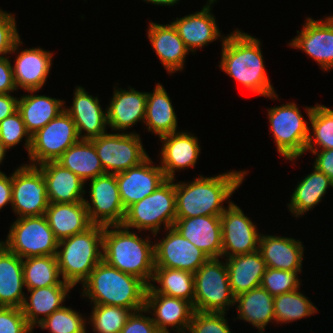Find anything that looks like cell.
I'll use <instances>...</instances> for the list:
<instances>
[{"label":"cell","instance_id":"6da1fadb","mask_svg":"<svg viewBox=\"0 0 333 333\" xmlns=\"http://www.w3.org/2000/svg\"><path fill=\"white\" fill-rule=\"evenodd\" d=\"M222 43L219 68L247 90L264 97L278 99L265 72L261 42L247 33L235 30Z\"/></svg>","mask_w":333,"mask_h":333},{"label":"cell","instance_id":"7a4b0ae2","mask_svg":"<svg viewBox=\"0 0 333 333\" xmlns=\"http://www.w3.org/2000/svg\"><path fill=\"white\" fill-rule=\"evenodd\" d=\"M248 171H230L217 176L175 183L176 218L221 216L223 202L240 187Z\"/></svg>","mask_w":333,"mask_h":333},{"label":"cell","instance_id":"3957f363","mask_svg":"<svg viewBox=\"0 0 333 333\" xmlns=\"http://www.w3.org/2000/svg\"><path fill=\"white\" fill-rule=\"evenodd\" d=\"M82 296L93 304L131 309L145 308L148 285L140 278L121 272L101 260L82 283Z\"/></svg>","mask_w":333,"mask_h":333},{"label":"cell","instance_id":"277c9868","mask_svg":"<svg viewBox=\"0 0 333 333\" xmlns=\"http://www.w3.org/2000/svg\"><path fill=\"white\" fill-rule=\"evenodd\" d=\"M151 243L149 237L140 238L122 225L104 226L102 260L149 285L155 269Z\"/></svg>","mask_w":333,"mask_h":333},{"label":"cell","instance_id":"5b68a950","mask_svg":"<svg viewBox=\"0 0 333 333\" xmlns=\"http://www.w3.org/2000/svg\"><path fill=\"white\" fill-rule=\"evenodd\" d=\"M103 233L104 226L93 224L86 231L58 242L56 257L64 282L75 287L88 278L102 260Z\"/></svg>","mask_w":333,"mask_h":333},{"label":"cell","instance_id":"8992f818","mask_svg":"<svg viewBox=\"0 0 333 333\" xmlns=\"http://www.w3.org/2000/svg\"><path fill=\"white\" fill-rule=\"evenodd\" d=\"M176 221V196L174 179H167L152 194L126 209L122 226L149 230L157 235L163 224L165 230Z\"/></svg>","mask_w":333,"mask_h":333},{"label":"cell","instance_id":"52a82bcc","mask_svg":"<svg viewBox=\"0 0 333 333\" xmlns=\"http://www.w3.org/2000/svg\"><path fill=\"white\" fill-rule=\"evenodd\" d=\"M219 260L209 258L194 273L195 311L227 313V308L235 305L226 263Z\"/></svg>","mask_w":333,"mask_h":333},{"label":"cell","instance_id":"ba28073f","mask_svg":"<svg viewBox=\"0 0 333 333\" xmlns=\"http://www.w3.org/2000/svg\"><path fill=\"white\" fill-rule=\"evenodd\" d=\"M20 258L55 256L58 240L45 215L17 218L10 226L6 241H0Z\"/></svg>","mask_w":333,"mask_h":333},{"label":"cell","instance_id":"9c48e42d","mask_svg":"<svg viewBox=\"0 0 333 333\" xmlns=\"http://www.w3.org/2000/svg\"><path fill=\"white\" fill-rule=\"evenodd\" d=\"M268 119L278 153L291 162L301 157L305 153L310 126L297 105L292 102L271 107Z\"/></svg>","mask_w":333,"mask_h":333},{"label":"cell","instance_id":"30bf717a","mask_svg":"<svg viewBox=\"0 0 333 333\" xmlns=\"http://www.w3.org/2000/svg\"><path fill=\"white\" fill-rule=\"evenodd\" d=\"M76 125L64 110L32 135L29 160L32 166L56 161L69 147L79 142Z\"/></svg>","mask_w":333,"mask_h":333},{"label":"cell","instance_id":"8fae6325","mask_svg":"<svg viewBox=\"0 0 333 333\" xmlns=\"http://www.w3.org/2000/svg\"><path fill=\"white\" fill-rule=\"evenodd\" d=\"M105 173L116 174L140 165L149 156L135 133H106L90 140Z\"/></svg>","mask_w":333,"mask_h":333},{"label":"cell","instance_id":"7c38bea8","mask_svg":"<svg viewBox=\"0 0 333 333\" xmlns=\"http://www.w3.org/2000/svg\"><path fill=\"white\" fill-rule=\"evenodd\" d=\"M46 182L37 166L23 164L12 174V209L18 218L41 216L48 208Z\"/></svg>","mask_w":333,"mask_h":333},{"label":"cell","instance_id":"4fadbf2b","mask_svg":"<svg viewBox=\"0 0 333 333\" xmlns=\"http://www.w3.org/2000/svg\"><path fill=\"white\" fill-rule=\"evenodd\" d=\"M90 181V201L84 203L92 224L122 225L126 210L120 198L116 174L105 173Z\"/></svg>","mask_w":333,"mask_h":333},{"label":"cell","instance_id":"5bb4252c","mask_svg":"<svg viewBox=\"0 0 333 333\" xmlns=\"http://www.w3.org/2000/svg\"><path fill=\"white\" fill-rule=\"evenodd\" d=\"M220 216L222 227V257H233L259 250L261 234L257 227L235 203Z\"/></svg>","mask_w":333,"mask_h":333},{"label":"cell","instance_id":"9a60e30c","mask_svg":"<svg viewBox=\"0 0 333 333\" xmlns=\"http://www.w3.org/2000/svg\"><path fill=\"white\" fill-rule=\"evenodd\" d=\"M169 231L165 238L154 244L155 267L179 269L195 273L209 257L184 238L174 227L167 228Z\"/></svg>","mask_w":333,"mask_h":333},{"label":"cell","instance_id":"2e32d148","mask_svg":"<svg viewBox=\"0 0 333 333\" xmlns=\"http://www.w3.org/2000/svg\"><path fill=\"white\" fill-rule=\"evenodd\" d=\"M298 36L290 41L289 46L303 50L312 57L321 69H333V16L320 20L306 18Z\"/></svg>","mask_w":333,"mask_h":333},{"label":"cell","instance_id":"e0dca14e","mask_svg":"<svg viewBox=\"0 0 333 333\" xmlns=\"http://www.w3.org/2000/svg\"><path fill=\"white\" fill-rule=\"evenodd\" d=\"M145 309L148 313H153L151 317L160 333H170L176 328L179 333L187 332L192 316L195 312L193 304L181 298L155 293L149 286L145 296ZM153 311V312H151Z\"/></svg>","mask_w":333,"mask_h":333},{"label":"cell","instance_id":"ac0fdd59","mask_svg":"<svg viewBox=\"0 0 333 333\" xmlns=\"http://www.w3.org/2000/svg\"><path fill=\"white\" fill-rule=\"evenodd\" d=\"M152 163L148 157L140 165L116 173L119 194L125 210L152 194L167 180L160 165L155 166Z\"/></svg>","mask_w":333,"mask_h":333},{"label":"cell","instance_id":"d6986e66","mask_svg":"<svg viewBox=\"0 0 333 333\" xmlns=\"http://www.w3.org/2000/svg\"><path fill=\"white\" fill-rule=\"evenodd\" d=\"M173 227L209 258H222L220 216L176 218Z\"/></svg>","mask_w":333,"mask_h":333},{"label":"cell","instance_id":"ffe728a7","mask_svg":"<svg viewBox=\"0 0 333 333\" xmlns=\"http://www.w3.org/2000/svg\"><path fill=\"white\" fill-rule=\"evenodd\" d=\"M162 142L160 168L167 179H174L175 170L194 167L200 154L198 138L190 132L178 131L159 138Z\"/></svg>","mask_w":333,"mask_h":333},{"label":"cell","instance_id":"44dd1931","mask_svg":"<svg viewBox=\"0 0 333 333\" xmlns=\"http://www.w3.org/2000/svg\"><path fill=\"white\" fill-rule=\"evenodd\" d=\"M71 106L65 111L73 119L81 140H91L107 133V112L102 110L98 97L88 95L83 87L77 86Z\"/></svg>","mask_w":333,"mask_h":333},{"label":"cell","instance_id":"7402d4cb","mask_svg":"<svg viewBox=\"0 0 333 333\" xmlns=\"http://www.w3.org/2000/svg\"><path fill=\"white\" fill-rule=\"evenodd\" d=\"M211 4L213 5L214 2L207 1L206 6H203L201 11H196L193 14L179 19L176 18V21H172L179 37L190 52L195 53V48H203L210 42H214L218 37H220L221 41L225 39V37H221L215 17L211 14Z\"/></svg>","mask_w":333,"mask_h":333},{"label":"cell","instance_id":"603a6c76","mask_svg":"<svg viewBox=\"0 0 333 333\" xmlns=\"http://www.w3.org/2000/svg\"><path fill=\"white\" fill-rule=\"evenodd\" d=\"M46 182L49 203H76L84 201L85 183L72 171L56 161H49L37 166Z\"/></svg>","mask_w":333,"mask_h":333},{"label":"cell","instance_id":"cb8c5ba5","mask_svg":"<svg viewBox=\"0 0 333 333\" xmlns=\"http://www.w3.org/2000/svg\"><path fill=\"white\" fill-rule=\"evenodd\" d=\"M53 54L47 50L29 48L20 51L12 65L17 89L40 90L44 86L52 66Z\"/></svg>","mask_w":333,"mask_h":333},{"label":"cell","instance_id":"d4e9b609","mask_svg":"<svg viewBox=\"0 0 333 333\" xmlns=\"http://www.w3.org/2000/svg\"><path fill=\"white\" fill-rule=\"evenodd\" d=\"M116 89L109 106L106 108L107 124L113 131H123L138 121L144 123L147 92H139L135 88Z\"/></svg>","mask_w":333,"mask_h":333},{"label":"cell","instance_id":"484cf974","mask_svg":"<svg viewBox=\"0 0 333 333\" xmlns=\"http://www.w3.org/2000/svg\"><path fill=\"white\" fill-rule=\"evenodd\" d=\"M147 34L165 70L170 74L181 71L189 50L172 22L166 25L150 22Z\"/></svg>","mask_w":333,"mask_h":333},{"label":"cell","instance_id":"4316f807","mask_svg":"<svg viewBox=\"0 0 333 333\" xmlns=\"http://www.w3.org/2000/svg\"><path fill=\"white\" fill-rule=\"evenodd\" d=\"M259 251L266 267L302 272L304 247L300 240L262 234L259 241Z\"/></svg>","mask_w":333,"mask_h":333},{"label":"cell","instance_id":"83f0119b","mask_svg":"<svg viewBox=\"0 0 333 333\" xmlns=\"http://www.w3.org/2000/svg\"><path fill=\"white\" fill-rule=\"evenodd\" d=\"M44 215L58 241L82 233L93 225L84 201L49 203Z\"/></svg>","mask_w":333,"mask_h":333},{"label":"cell","instance_id":"f1b7e54d","mask_svg":"<svg viewBox=\"0 0 333 333\" xmlns=\"http://www.w3.org/2000/svg\"><path fill=\"white\" fill-rule=\"evenodd\" d=\"M23 287L22 258L0 242V307L21 308L26 298Z\"/></svg>","mask_w":333,"mask_h":333},{"label":"cell","instance_id":"f546056e","mask_svg":"<svg viewBox=\"0 0 333 333\" xmlns=\"http://www.w3.org/2000/svg\"><path fill=\"white\" fill-rule=\"evenodd\" d=\"M228 278L233 295L259 287L266 264L259 250L226 258Z\"/></svg>","mask_w":333,"mask_h":333},{"label":"cell","instance_id":"4dcf8cb0","mask_svg":"<svg viewBox=\"0 0 333 333\" xmlns=\"http://www.w3.org/2000/svg\"><path fill=\"white\" fill-rule=\"evenodd\" d=\"M72 288H74L72 285H54L28 289V293H30V296H27L29 302L25 298L21 310L29 326L32 329L35 328L43 319L63 307L62 304Z\"/></svg>","mask_w":333,"mask_h":333},{"label":"cell","instance_id":"1f68e13d","mask_svg":"<svg viewBox=\"0 0 333 333\" xmlns=\"http://www.w3.org/2000/svg\"><path fill=\"white\" fill-rule=\"evenodd\" d=\"M27 92H30V95L23 94L18 99V111L32 136L65 110V101L45 95H35L37 90Z\"/></svg>","mask_w":333,"mask_h":333},{"label":"cell","instance_id":"d6a6232c","mask_svg":"<svg viewBox=\"0 0 333 333\" xmlns=\"http://www.w3.org/2000/svg\"><path fill=\"white\" fill-rule=\"evenodd\" d=\"M144 124L159 138L177 132V116L169 95L160 83L153 92L147 93Z\"/></svg>","mask_w":333,"mask_h":333},{"label":"cell","instance_id":"836d02e7","mask_svg":"<svg viewBox=\"0 0 333 333\" xmlns=\"http://www.w3.org/2000/svg\"><path fill=\"white\" fill-rule=\"evenodd\" d=\"M235 304L238 309L237 319L251 323L260 333L264 332L269 322L275 321L274 297L261 286L236 296Z\"/></svg>","mask_w":333,"mask_h":333},{"label":"cell","instance_id":"e575fe53","mask_svg":"<svg viewBox=\"0 0 333 333\" xmlns=\"http://www.w3.org/2000/svg\"><path fill=\"white\" fill-rule=\"evenodd\" d=\"M56 162L72 171L84 182L105 174L94 144L90 140H80L75 143Z\"/></svg>","mask_w":333,"mask_h":333},{"label":"cell","instance_id":"d590c367","mask_svg":"<svg viewBox=\"0 0 333 333\" xmlns=\"http://www.w3.org/2000/svg\"><path fill=\"white\" fill-rule=\"evenodd\" d=\"M329 187L333 188V181L314 167L313 172L305 176L293 191L288 204L290 212L297 218L310 211L322 201Z\"/></svg>","mask_w":333,"mask_h":333},{"label":"cell","instance_id":"8d00e7d4","mask_svg":"<svg viewBox=\"0 0 333 333\" xmlns=\"http://www.w3.org/2000/svg\"><path fill=\"white\" fill-rule=\"evenodd\" d=\"M152 282H157L160 285V287H156L152 283L148 285L155 293L194 303V273L179 269L155 267Z\"/></svg>","mask_w":333,"mask_h":333},{"label":"cell","instance_id":"74e56055","mask_svg":"<svg viewBox=\"0 0 333 333\" xmlns=\"http://www.w3.org/2000/svg\"><path fill=\"white\" fill-rule=\"evenodd\" d=\"M24 285L28 289L70 285L60 279L57 257L37 256L22 259Z\"/></svg>","mask_w":333,"mask_h":333},{"label":"cell","instance_id":"f35d334b","mask_svg":"<svg viewBox=\"0 0 333 333\" xmlns=\"http://www.w3.org/2000/svg\"><path fill=\"white\" fill-rule=\"evenodd\" d=\"M305 109L313 132H309L305 150H315V145L320 150L333 149V110L320 104Z\"/></svg>","mask_w":333,"mask_h":333},{"label":"cell","instance_id":"ab89813d","mask_svg":"<svg viewBox=\"0 0 333 333\" xmlns=\"http://www.w3.org/2000/svg\"><path fill=\"white\" fill-rule=\"evenodd\" d=\"M297 289L274 297L276 323H289L317 312V307Z\"/></svg>","mask_w":333,"mask_h":333},{"label":"cell","instance_id":"60d3db41","mask_svg":"<svg viewBox=\"0 0 333 333\" xmlns=\"http://www.w3.org/2000/svg\"><path fill=\"white\" fill-rule=\"evenodd\" d=\"M90 313V323L96 333H120L129 316L133 312L131 309L94 304Z\"/></svg>","mask_w":333,"mask_h":333},{"label":"cell","instance_id":"b9f144b4","mask_svg":"<svg viewBox=\"0 0 333 333\" xmlns=\"http://www.w3.org/2000/svg\"><path fill=\"white\" fill-rule=\"evenodd\" d=\"M38 327L50 333H86V319L71 307L63 306L43 319Z\"/></svg>","mask_w":333,"mask_h":333},{"label":"cell","instance_id":"7bdbcfd3","mask_svg":"<svg viewBox=\"0 0 333 333\" xmlns=\"http://www.w3.org/2000/svg\"><path fill=\"white\" fill-rule=\"evenodd\" d=\"M302 272H291L280 269L266 268L260 286L273 297L292 292L300 287L298 274Z\"/></svg>","mask_w":333,"mask_h":333},{"label":"cell","instance_id":"ee69618b","mask_svg":"<svg viewBox=\"0 0 333 333\" xmlns=\"http://www.w3.org/2000/svg\"><path fill=\"white\" fill-rule=\"evenodd\" d=\"M24 136L26 137L24 146L29 154L32 136L27 131L18 110L0 122V141L7 149L18 145Z\"/></svg>","mask_w":333,"mask_h":333},{"label":"cell","instance_id":"f6af8a7d","mask_svg":"<svg viewBox=\"0 0 333 333\" xmlns=\"http://www.w3.org/2000/svg\"><path fill=\"white\" fill-rule=\"evenodd\" d=\"M226 313L195 311L187 333H231Z\"/></svg>","mask_w":333,"mask_h":333},{"label":"cell","instance_id":"bcb514c9","mask_svg":"<svg viewBox=\"0 0 333 333\" xmlns=\"http://www.w3.org/2000/svg\"><path fill=\"white\" fill-rule=\"evenodd\" d=\"M17 31L15 16L0 9V58L18 52L22 41Z\"/></svg>","mask_w":333,"mask_h":333},{"label":"cell","instance_id":"7dc6e473","mask_svg":"<svg viewBox=\"0 0 333 333\" xmlns=\"http://www.w3.org/2000/svg\"><path fill=\"white\" fill-rule=\"evenodd\" d=\"M21 308L0 307V333H32Z\"/></svg>","mask_w":333,"mask_h":333},{"label":"cell","instance_id":"c3c4849f","mask_svg":"<svg viewBox=\"0 0 333 333\" xmlns=\"http://www.w3.org/2000/svg\"><path fill=\"white\" fill-rule=\"evenodd\" d=\"M142 312L147 313L145 308L132 312L120 333H160L151 316Z\"/></svg>","mask_w":333,"mask_h":333},{"label":"cell","instance_id":"681fc988","mask_svg":"<svg viewBox=\"0 0 333 333\" xmlns=\"http://www.w3.org/2000/svg\"><path fill=\"white\" fill-rule=\"evenodd\" d=\"M15 90H18L14 78L12 64L9 58H0V94H9Z\"/></svg>","mask_w":333,"mask_h":333},{"label":"cell","instance_id":"f907efd6","mask_svg":"<svg viewBox=\"0 0 333 333\" xmlns=\"http://www.w3.org/2000/svg\"><path fill=\"white\" fill-rule=\"evenodd\" d=\"M311 151L316 158L314 161V166L317 170L323 172L327 177L333 181V149L318 150H305V152Z\"/></svg>","mask_w":333,"mask_h":333},{"label":"cell","instance_id":"816d5d0a","mask_svg":"<svg viewBox=\"0 0 333 333\" xmlns=\"http://www.w3.org/2000/svg\"><path fill=\"white\" fill-rule=\"evenodd\" d=\"M17 97L9 94H0V122L18 110Z\"/></svg>","mask_w":333,"mask_h":333},{"label":"cell","instance_id":"f5cc1de1","mask_svg":"<svg viewBox=\"0 0 333 333\" xmlns=\"http://www.w3.org/2000/svg\"><path fill=\"white\" fill-rule=\"evenodd\" d=\"M12 203V174L8 177L0 171V210Z\"/></svg>","mask_w":333,"mask_h":333},{"label":"cell","instance_id":"db71d44e","mask_svg":"<svg viewBox=\"0 0 333 333\" xmlns=\"http://www.w3.org/2000/svg\"><path fill=\"white\" fill-rule=\"evenodd\" d=\"M144 1L156 4V5H160V6H162V5L171 6V5L178 3L180 0H144Z\"/></svg>","mask_w":333,"mask_h":333},{"label":"cell","instance_id":"11a10c76","mask_svg":"<svg viewBox=\"0 0 333 333\" xmlns=\"http://www.w3.org/2000/svg\"><path fill=\"white\" fill-rule=\"evenodd\" d=\"M6 150H8L3 143L0 141V164L2 163L3 159H5V154H6Z\"/></svg>","mask_w":333,"mask_h":333}]
</instances>
